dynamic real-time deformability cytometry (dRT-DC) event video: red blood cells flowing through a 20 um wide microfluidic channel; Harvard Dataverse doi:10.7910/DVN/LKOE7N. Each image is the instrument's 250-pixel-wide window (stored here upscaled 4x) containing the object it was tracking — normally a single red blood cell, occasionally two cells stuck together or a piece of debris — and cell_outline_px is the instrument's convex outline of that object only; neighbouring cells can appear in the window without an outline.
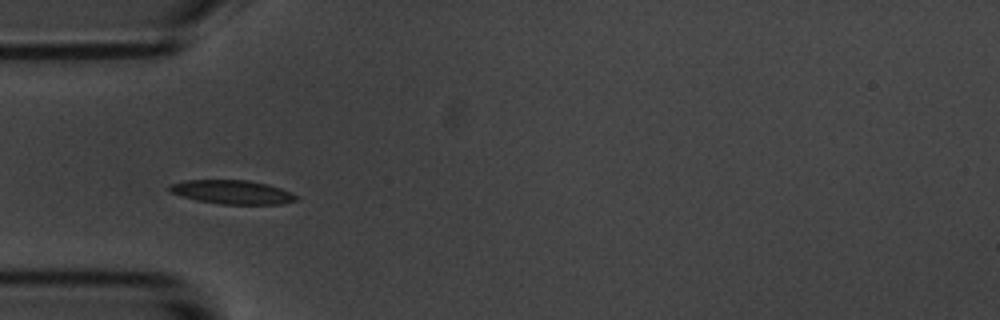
{"species": "common noctule bat (a hibernating species)", "species_latin": "Nyctalus noctula", "temperature_condition": "room temperature", "stored_images_in_passage": 40, "camera_frame_rate_fps": 3000, "um_per_image_px": 0.085, "animal": {"sex": "male", "body_mass_g": 20.1, "forearm_length_mm": 53.5}, "frame": {"image": 1, "passage_image": 1, "time_ms": 0.0, "image_size_px": [1000, 320], "cell_outline_px": [[296, 200], [284, 204], [220, 204], [196, 200], [180, 196], [172, 192], [168, 188], [168, 184], [184, 180], [248, 180], [268, 184], [280, 188], [296, 196]], "centroid_in_image_um": [19.68, 16.32], "position_along_channel_um": 65.3, "area_um2": 17.57}}
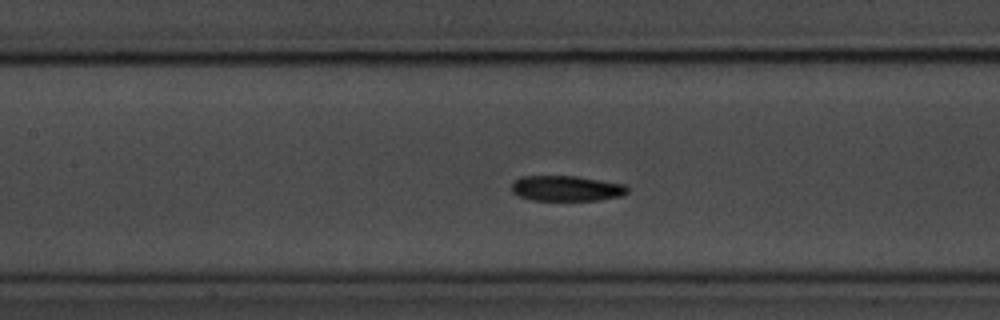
{"frame": {"image": 2, "passage_image": 9, "time_ms": 2.667, "image_size_px": [1000, 320], "cell_outline_px": [[628, 192], [620, 196], [596, 200], [532, 200], [516, 196], [512, 192], [512, 184], [520, 176], [576, 176], [624, 184], [628, 188]], "centroid_in_image_um": [48.11, 16.01], "position_along_channel_um": 159.3, "area_um2": 17.11}}
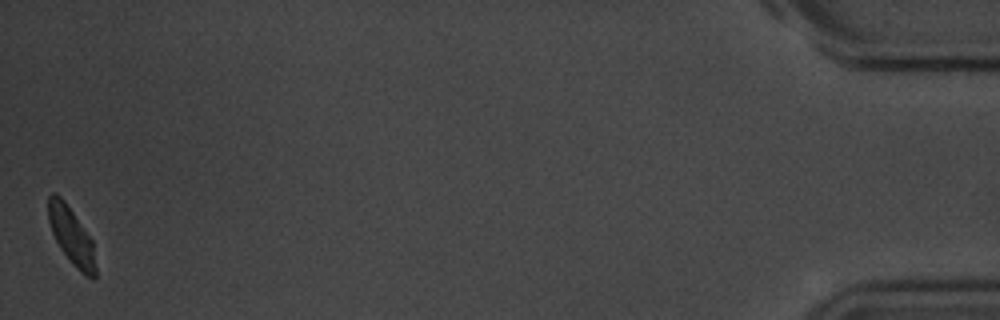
{"frame": {"image": 3, "passage_image": 40, "time_ms": 13.0, "image_size_px": [1000, 320], "cell_outline_px": [[96, 276], [92, 280], [84, 276], [72, 264], [60, 248], [52, 232], [48, 220], [48, 196], [52, 192], [56, 192], [64, 200], [92, 240], [96, 268]], "centroid_in_image_um": [6.07, 20.08], "position_along_channel_um": 429.1, "area_um2": 15.78}, "authors_computed_cell_mechanics": {"area_um2": 17.4556, "velocity_mm_per_s": 3.5242, "shape_relaxation_time_tau1_ms": 3.6034, "shape_relaxation_time_tau2_ms": null, "deformation_change_tau1": 0.1057, "deformation_change_tau2": null}}